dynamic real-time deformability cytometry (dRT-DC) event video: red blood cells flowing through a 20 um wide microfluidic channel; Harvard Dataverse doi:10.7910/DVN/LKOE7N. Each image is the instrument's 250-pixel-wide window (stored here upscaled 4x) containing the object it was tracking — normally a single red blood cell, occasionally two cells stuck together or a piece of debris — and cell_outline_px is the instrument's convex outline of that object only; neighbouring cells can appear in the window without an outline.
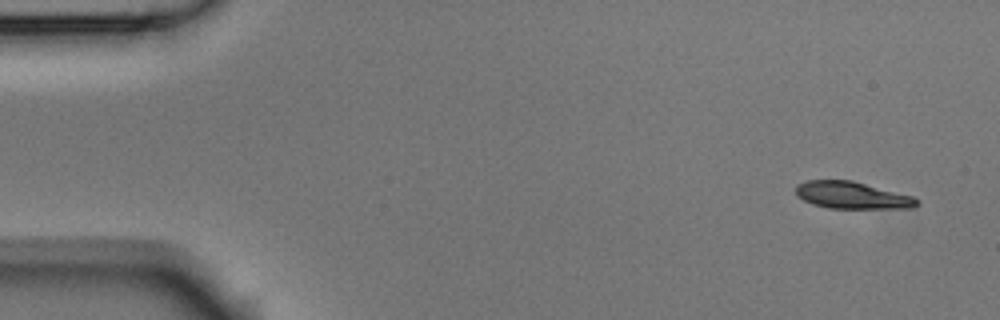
{"species": "Egyptian fruit bat (a non-hibernating species)", "species_latin": "Rousettus aegyptiacus", "temperature_condition": "room temperature", "stored_images_in_passage": 5, "camera_frame_rate_fps": 3000, "um_per_image_px": 0.085, "animal": {"sex": "male"}, "frame": {"image": 1, "passage_image": 1, "time_ms": 0.0, "image_size_px": [1000, 320], "cell_outline_px": [[920, 204], [912, 208], [828, 208], [812, 204], [796, 196], [796, 184], [808, 180], [852, 180], [912, 196], [920, 200]], "centroid_in_image_um": [72.42, 16.6], "position_along_channel_um": 12.6, "area_um2": 19.13}}
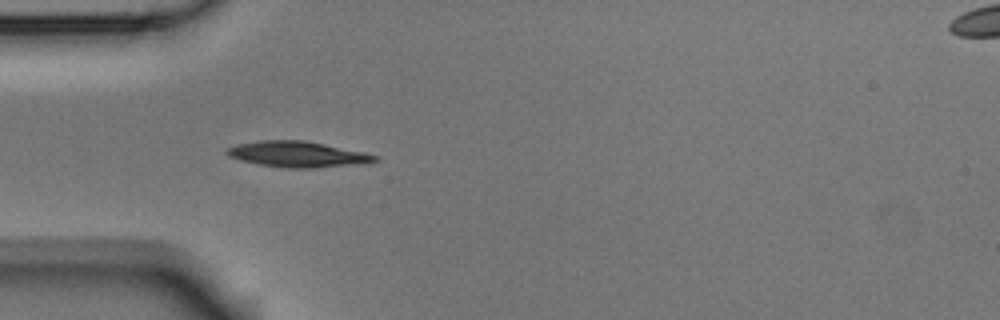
{"frame": {"image": 2, "passage_image": 4, "time_ms": 1.0, "image_size_px": [1000, 320], "cell_outline_px": [[380, 160], [372, 164], [316, 168], [288, 168], [260, 164], [240, 160], [228, 156], [224, 152], [224, 148], [236, 144], [260, 140], [304, 140], [364, 152], [380, 156]], "centroid_in_image_um": [25.36, 13.12], "position_along_channel_um": 59.6, "area_um2": 22.77}}
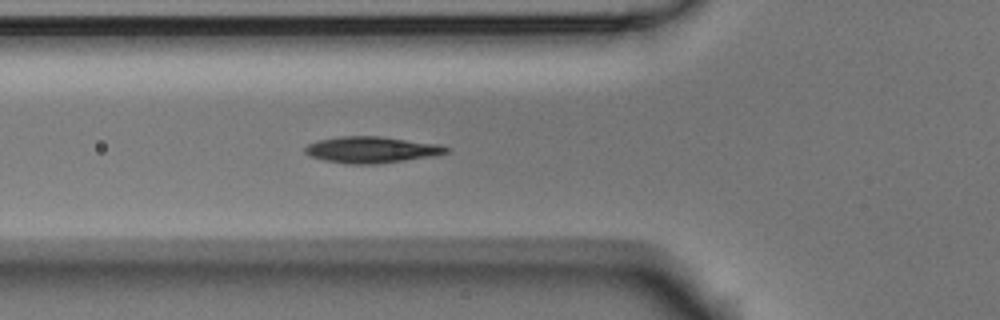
{"frame": {"image": 3, "passage_image": 5, "time_ms": 1.333, "image_size_px": [1000, 320], "cell_outline_px": [[448, 152], [436, 156], [380, 164], [344, 164], [324, 160], [308, 156], [304, 152], [304, 148], [308, 144], [316, 140], [340, 136], [380, 136], [440, 144], [448, 148]], "centroid_in_image_um": [31.56, 12.73], "position_along_channel_um": 94.2, "area_um2": 22.08}}